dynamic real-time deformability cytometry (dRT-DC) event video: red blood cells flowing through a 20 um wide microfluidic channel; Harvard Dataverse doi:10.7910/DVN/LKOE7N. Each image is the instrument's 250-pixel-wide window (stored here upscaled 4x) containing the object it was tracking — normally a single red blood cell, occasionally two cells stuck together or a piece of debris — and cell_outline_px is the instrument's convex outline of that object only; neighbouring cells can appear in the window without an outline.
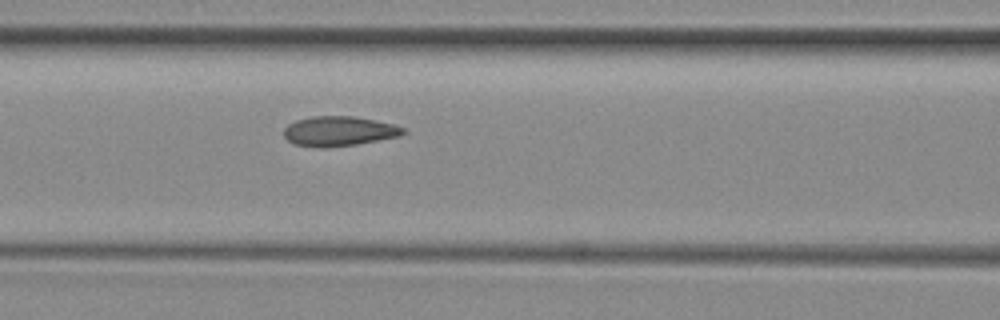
{"species": "common noctule bat (a hibernating species)", "species_latin": "Nyctalus noctula", "temperature_condition": "room temperature", "stored_images_in_passage": 7, "segment_of_instrument_passage": [1, 2], "camera_frame_rate_fps": 3000, "um_per_image_px": 0.085, "animal": {"sex": "female", "body_mass_g": 29.2, "forearm_length_mm": 56.3}, "frame": {"image": 1, "passage_image": 6, "time_ms": 6.333, "image_size_px": [1000, 320], "cell_outline_px": [[408, 132], [400, 136], [356, 144], [324, 148], [320, 148], [292, 144], [284, 136], [284, 128], [288, 124], [296, 120], [312, 116], [352, 116], [376, 120], [392, 124], [404, 128]], "centroid_in_image_um": [28.8, 11.15], "position_along_channel_um": 137.8, "area_um2": 20.81}}